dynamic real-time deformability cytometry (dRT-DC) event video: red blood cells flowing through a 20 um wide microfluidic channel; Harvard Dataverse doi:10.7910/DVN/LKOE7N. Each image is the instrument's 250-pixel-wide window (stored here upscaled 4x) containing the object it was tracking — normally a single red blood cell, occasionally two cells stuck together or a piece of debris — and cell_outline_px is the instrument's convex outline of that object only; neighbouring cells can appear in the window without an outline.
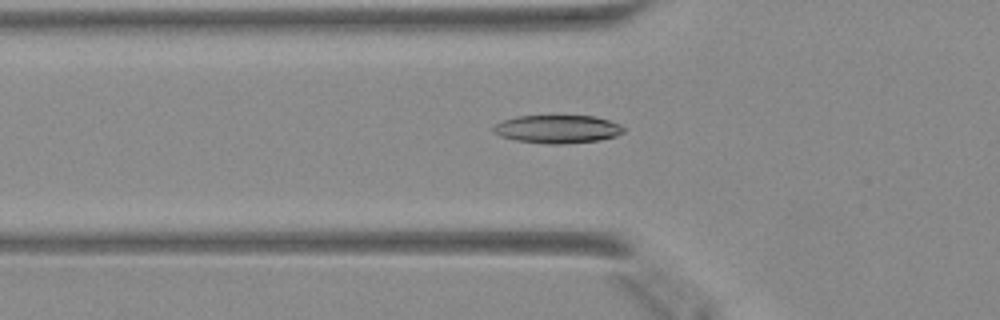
{"species": "Egyptian fruit bat (a non-hibernating species)", "species_latin": "Rousettus aegyptiacus", "temperature_condition": "warm", "stored_images_in_passage": 35, "camera_frame_rate_fps": 3000, "um_per_image_px": 0.085, "animal": {"sex": "female"}, "frame": {"image": 1, "passage_image": 3, "time_ms": 0.667, "image_size_px": [1000, 320], "cell_outline_px": [[624, 132], [616, 136], [600, 140], [564, 144], [548, 144], [516, 140], [500, 136], [492, 132], [492, 128], [496, 124], [504, 120], [516, 116], [592, 116], [608, 120], [620, 124], [624, 128]], "centroid_in_image_um": [47.38, 10.98], "position_along_channel_um": 78.4, "area_um2": 21.33}}
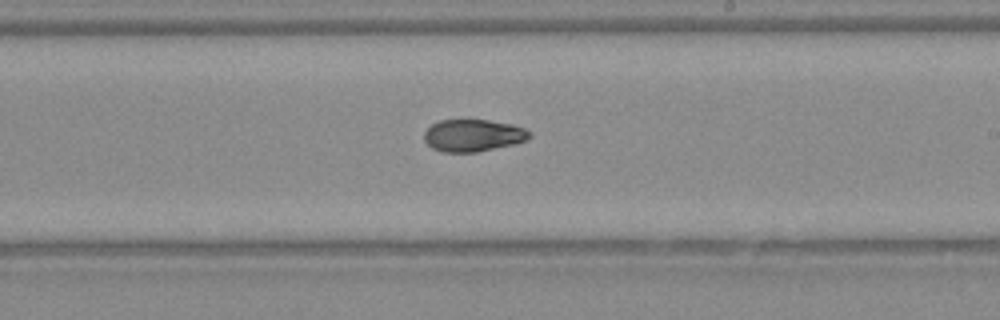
{"frame": {"image": 2, "passage_image": 15, "time_ms": 4.667, "image_size_px": [1000, 320], "cell_outline_px": [[532, 136], [528, 140], [512, 144], [476, 152], [440, 152], [432, 148], [424, 140], [424, 132], [432, 124], [440, 120], [488, 120], [512, 124], [524, 128], [532, 132]], "centroid_in_image_um": [40.22, 11.51], "position_along_channel_um": 248.8, "area_um2": 19.77}}
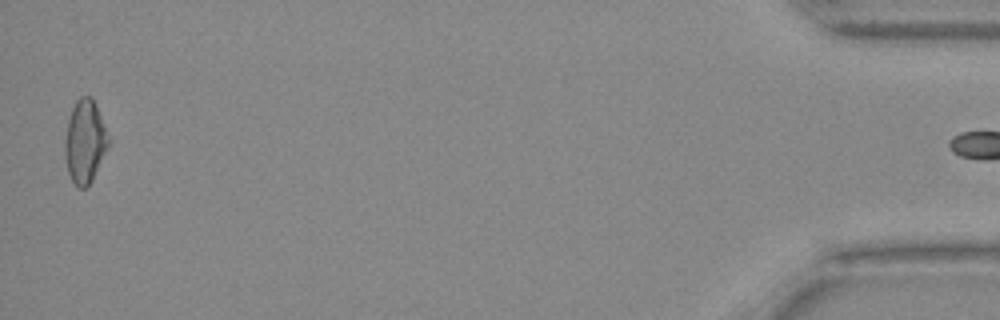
{"frame": {"image": 3, "passage_image": 34, "time_ms": 11.0, "image_size_px": [1000, 320], "cell_outline_px": [[108, 148], [92, 180], [84, 188], [76, 188], [68, 172], [64, 148], [64, 140], [68, 120], [72, 108], [76, 100], [80, 96], [92, 96], [100, 116], [108, 140]], "centroid_in_image_um": [7.19, 12.04], "position_along_channel_um": 428.0, "area_um2": 20.75}}